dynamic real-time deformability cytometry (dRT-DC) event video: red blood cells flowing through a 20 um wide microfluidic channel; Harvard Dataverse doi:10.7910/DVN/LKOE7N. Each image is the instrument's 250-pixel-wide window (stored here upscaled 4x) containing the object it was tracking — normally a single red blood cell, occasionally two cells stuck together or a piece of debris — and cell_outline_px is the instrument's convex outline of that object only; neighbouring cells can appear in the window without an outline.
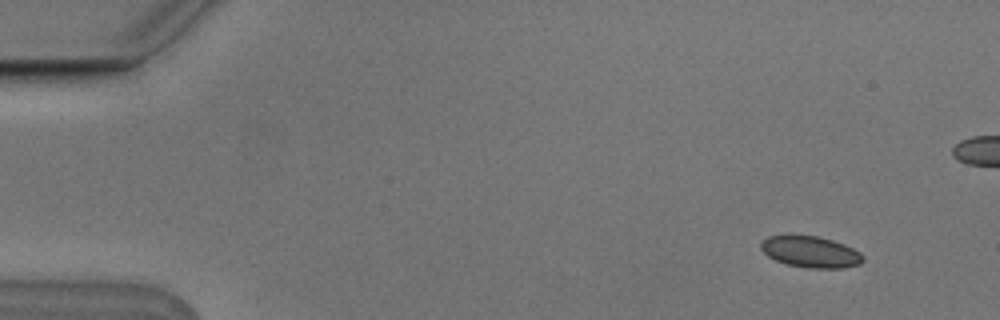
{"species": "Egyptian fruit bat (a non-hibernating species)", "species_latin": "Rousettus aegyptiacus", "temperature_condition": "cold", "stored_images_in_passage": 6, "camera_frame_rate_fps": 3000, "um_per_image_px": 0.085, "animal": {"sex": "male"}, "frame": {"image": 1, "passage_image": 1, "time_ms": 0.0, "image_size_px": [1000, 320], "cell_outline_px": [[864, 260], [860, 264], [844, 268], [808, 268], [788, 264], [776, 260], [768, 256], [760, 248], [760, 244], [768, 236], [788, 232], [820, 236], [844, 244], [860, 252], [864, 256]], "centroid_in_image_um": [68.88, 21.36], "position_along_channel_um": 16.1, "area_um2": 19.25}}
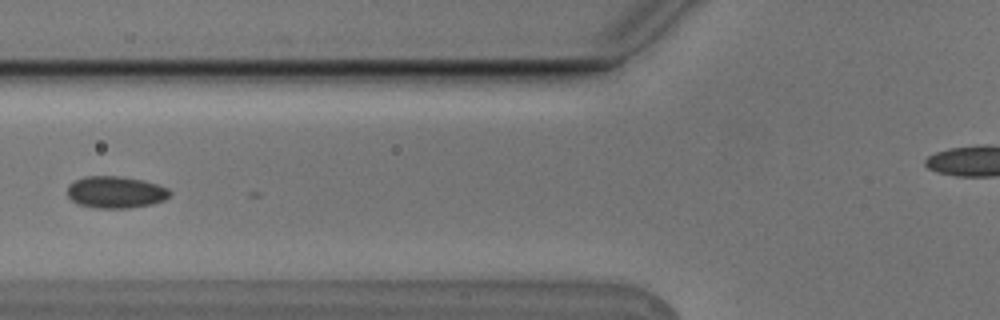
{"frame": {"image": 2, "passage_image": 6, "time_ms": 1.667, "image_size_px": [1000, 320], "cell_outline_px": [[172, 192], [164, 200], [152, 204], [128, 208], [96, 208], [80, 204], [72, 200], [68, 196], [68, 184], [76, 180], [88, 176], [116, 176], [144, 180], [168, 188]], "centroid_in_image_um": [9.84, 16.33], "position_along_channel_um": 116.0, "area_um2": 18.9}}